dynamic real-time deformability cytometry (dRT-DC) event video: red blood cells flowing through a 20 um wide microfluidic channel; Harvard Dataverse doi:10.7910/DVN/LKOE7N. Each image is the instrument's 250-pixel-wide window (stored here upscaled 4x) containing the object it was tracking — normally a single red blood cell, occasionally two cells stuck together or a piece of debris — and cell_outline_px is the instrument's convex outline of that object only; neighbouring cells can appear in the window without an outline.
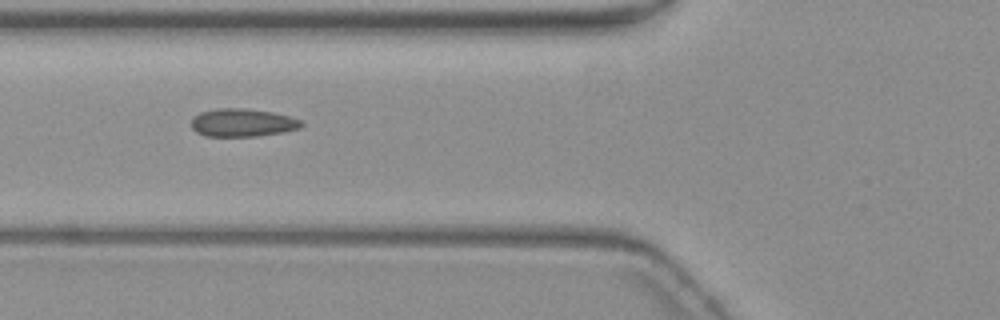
{"species": "common noctule bat (a hibernating species)", "species_latin": "Nyctalus noctula", "temperature_condition": "warm", "stored_images_in_passage": 9, "camera_frame_rate_fps": 3000, "um_per_image_px": 0.085, "animal": {"sex": "female", "body_mass_g": 19.3, "forearm_length_mm": 54.1}, "frame": {"image": 1, "passage_image": 6, "time_ms": 6.667, "image_size_px": [1000, 320], "cell_outline_px": [[304, 124], [300, 128], [284, 132], [256, 136], [204, 136], [196, 132], [192, 128], [192, 116], [200, 112], [216, 108], [244, 108], [272, 112], [288, 116], [300, 120]], "centroid_in_image_um": [20.58, 10.42], "position_along_channel_um": 105.2, "area_um2": 18.03}}
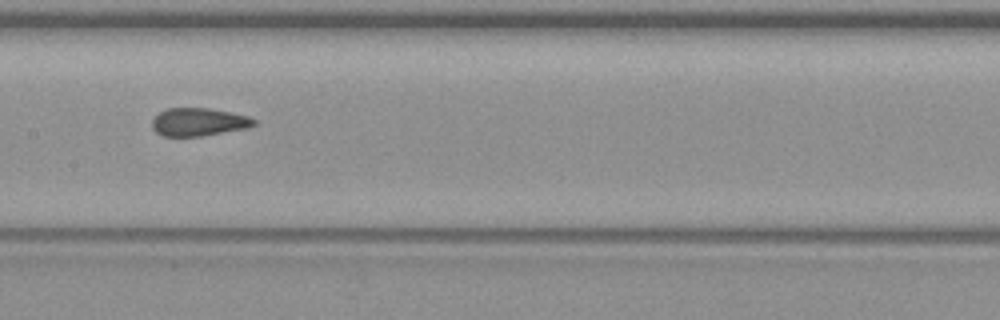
{"frame": {"image": 2, "passage_image": 8, "time_ms": 9.0, "image_size_px": [1000, 320], "cell_outline_px": [[256, 124], [248, 128], [200, 136], [164, 136], [156, 132], [152, 128], [152, 120], [160, 112], [168, 108], [208, 108], [232, 112], [248, 116], [256, 120]], "centroid_in_image_um": [16.9, 10.36], "position_along_channel_um": 190.5, "area_um2": 16.59}}
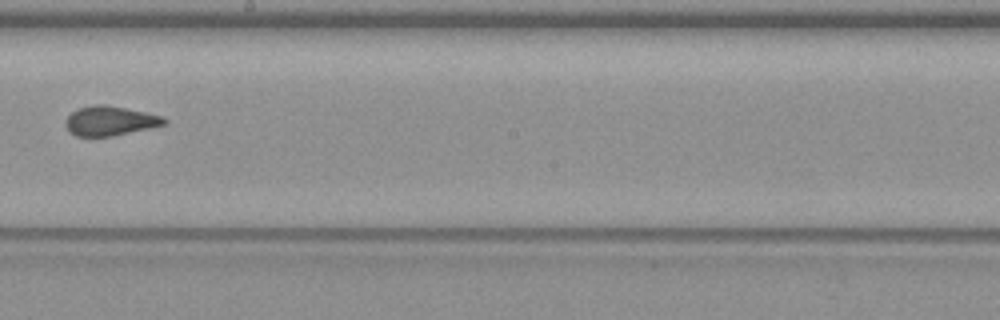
{"frame": {"image": 3, "passage_image": 9, "time_ms": 10.333, "image_size_px": [1000, 320], "cell_outline_px": [[168, 120], [164, 124], [148, 128], [112, 136], [76, 136], [64, 124], [68, 116], [76, 108], [96, 104], [104, 104], [144, 112], [160, 116]], "centroid_in_image_um": [9.31, 10.26], "position_along_channel_um": 238.9, "area_um2": 16.59}}